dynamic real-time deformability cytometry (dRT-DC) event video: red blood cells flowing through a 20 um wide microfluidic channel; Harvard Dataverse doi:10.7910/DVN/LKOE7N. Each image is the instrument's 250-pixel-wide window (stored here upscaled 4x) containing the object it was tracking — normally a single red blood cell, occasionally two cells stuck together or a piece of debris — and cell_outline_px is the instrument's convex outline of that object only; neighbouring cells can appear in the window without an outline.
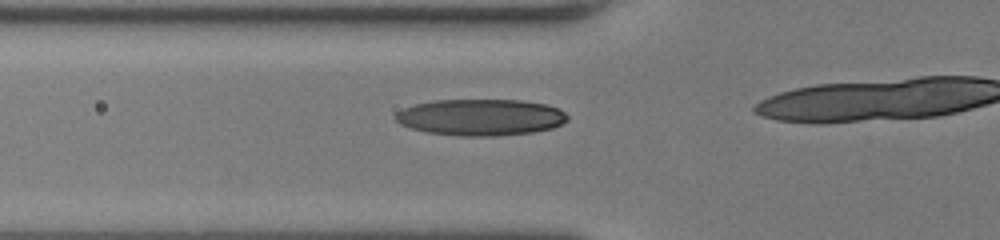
{"species": "human", "species_latin": "Homo sapiens", "temperature_condition": "room temperature", "stored_images_in_passage": 22, "camera_frame_rate_fps": 3000, "um_per_image_px": 0.085, "donor": {"sex": "female"}, "frame": {"image": 1, "passage_image": 17, "time_ms": 5.333, "image_size_px": [1000, 240], "cell_outline_px": [[568, 120], [552, 128], [532, 132], [496, 136], [460, 136], [428, 132], [412, 128], [400, 124], [396, 120], [396, 112], [404, 108], [416, 104], [432, 100], [520, 100], [544, 104], [560, 108], [568, 116]], "centroid_in_image_um": [40.87, 9.96], "position_along_channel_um": 84.9, "area_um2": 36.47}}
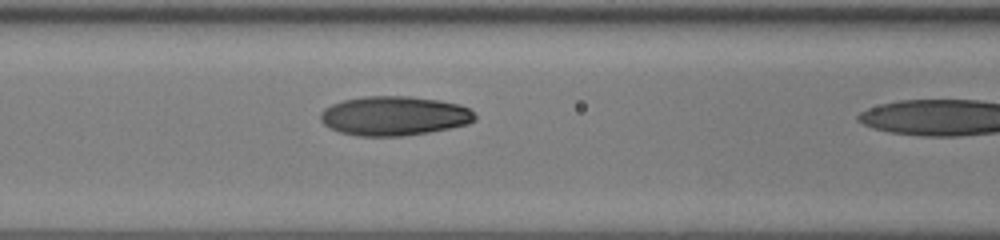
{"frame": {"image": 2, "passage_image": 21, "time_ms": 6.667, "image_size_px": [1000, 240], "cell_outline_px": [[476, 120], [468, 124], [428, 132], [404, 136], [356, 136], [340, 132], [324, 124], [320, 120], [320, 112], [324, 108], [332, 104], [344, 100], [364, 96], [408, 96], [440, 100], [460, 104], [468, 108], [476, 116]], "centroid_in_image_um": [33.5, 9.84], "position_along_channel_um": 133.1, "area_um2": 35.43}}